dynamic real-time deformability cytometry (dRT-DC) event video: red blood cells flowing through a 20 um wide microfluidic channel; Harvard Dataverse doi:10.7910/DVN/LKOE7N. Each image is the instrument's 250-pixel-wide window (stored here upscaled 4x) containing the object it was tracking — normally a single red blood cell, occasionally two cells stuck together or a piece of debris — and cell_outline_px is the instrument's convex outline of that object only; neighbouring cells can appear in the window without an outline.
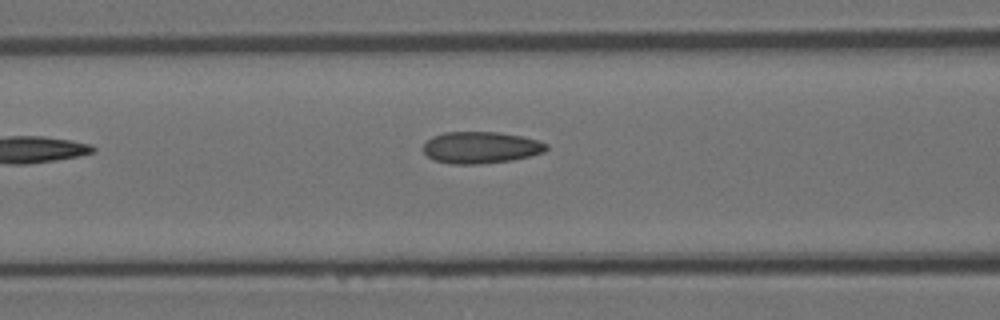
{"species": "Egyptian fruit bat (a non-hibernating species)", "species_latin": "Rousettus aegyptiacus", "temperature_condition": "room temperature", "stored_images_in_passage": 6, "camera_frame_rate_fps": 3000, "um_per_image_px": 0.085, "animal": {"sex": "female"}, "frame": {"image": 1, "passage_image": 6, "time_ms": 1.667, "image_size_px": [1000, 320], "cell_outline_px": [[548, 148], [544, 152], [512, 160], [476, 164], [452, 164], [436, 160], [428, 156], [420, 148], [432, 136], [444, 132], [500, 132], [520, 136], [536, 140], [548, 144]], "centroid_in_image_um": [40.84, 12.53], "position_along_channel_um": 125.8, "area_um2": 22.66}}